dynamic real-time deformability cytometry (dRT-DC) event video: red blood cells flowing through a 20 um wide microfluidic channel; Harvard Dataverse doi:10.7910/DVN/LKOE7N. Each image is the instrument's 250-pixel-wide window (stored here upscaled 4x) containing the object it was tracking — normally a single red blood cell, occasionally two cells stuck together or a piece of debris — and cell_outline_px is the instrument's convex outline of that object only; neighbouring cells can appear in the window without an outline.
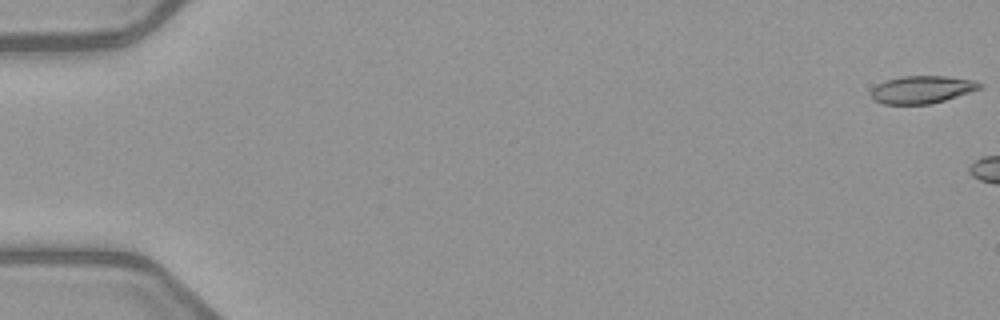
{"species": "common noctule bat (a hibernating species)", "species_latin": "Nyctalus noctula", "temperature_condition": "warm", "stored_images_in_passage": 3, "camera_frame_rate_fps": 3000, "um_per_image_px": 0.085, "animal": {"sex": "female", "body_mass_g": 21.9}, "frame": {"image": 1, "passage_image": 1, "time_ms": 0.0, "image_size_px": [1000, 320], "cell_outline_px": [[984, 88], [944, 100], [928, 104], [884, 104], [872, 100], [872, 88], [876, 84], [884, 80], [904, 76], [944, 76], [976, 80], [984, 84]], "centroid_in_image_um": [78.39, 7.6], "position_along_channel_um": 6.6, "area_um2": 17.63}}